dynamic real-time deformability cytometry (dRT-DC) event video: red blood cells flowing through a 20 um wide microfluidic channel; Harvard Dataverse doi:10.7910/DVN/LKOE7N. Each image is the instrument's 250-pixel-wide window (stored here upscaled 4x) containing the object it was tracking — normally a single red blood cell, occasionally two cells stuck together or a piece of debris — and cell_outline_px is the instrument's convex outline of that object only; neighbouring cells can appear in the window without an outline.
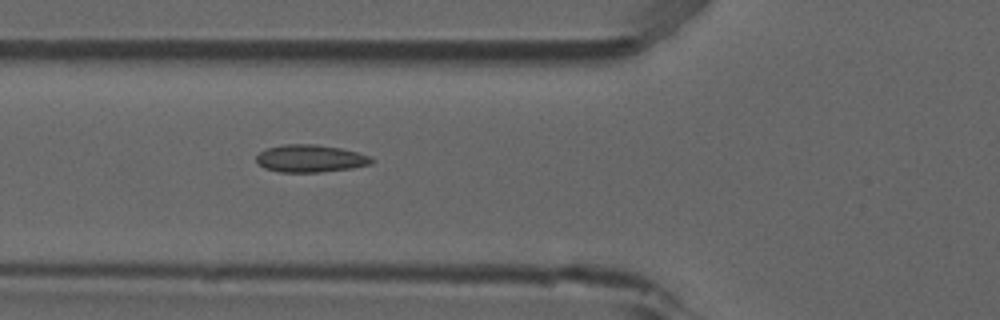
{"species": "common noctule bat (a hibernating species)", "species_latin": "Nyctalus noctula", "temperature_condition": "room temperature", "stored_images_in_passage": 6, "camera_frame_rate_fps": 3000, "um_per_image_px": 0.085, "animal": {"sex": "male", "forearm_length_mm": 52.5}, "frame": {"image": 1, "passage_image": 6, "time_ms": 1.667, "image_size_px": [1000, 320], "cell_outline_px": [[372, 164], [352, 168], [320, 172], [280, 172], [264, 168], [256, 160], [256, 156], [260, 152], [268, 148], [284, 144], [316, 144], [340, 148], [356, 152], [368, 156], [372, 160]], "centroid_in_image_um": [26.36, 13.47], "position_along_channel_um": 99.4, "area_um2": 18.26}}